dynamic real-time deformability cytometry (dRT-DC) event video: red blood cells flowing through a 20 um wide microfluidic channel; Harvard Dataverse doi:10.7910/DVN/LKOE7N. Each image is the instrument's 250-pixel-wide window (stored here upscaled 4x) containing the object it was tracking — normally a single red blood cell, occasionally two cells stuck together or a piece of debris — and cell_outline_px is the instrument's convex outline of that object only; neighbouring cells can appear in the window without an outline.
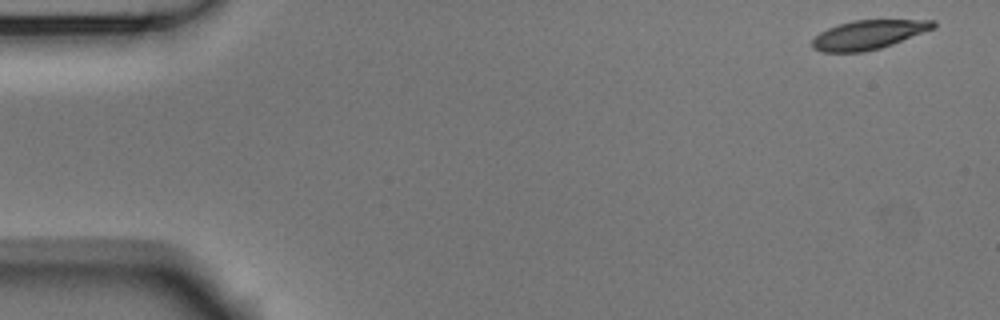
{"species": "Egyptian fruit bat (a non-hibernating species)", "species_latin": "Rousettus aegyptiacus", "temperature_condition": "room temperature", "stored_images_in_passage": 10, "camera_frame_rate_fps": 3000, "um_per_image_px": 0.085, "animal": {"sex": "male"}, "frame": {"image": 1, "passage_image": 1, "time_ms": 0.0, "image_size_px": [1000, 320], "cell_outline_px": [[936, 28], [892, 44], [880, 48], [864, 52], [820, 52], [812, 48], [812, 40], [820, 32], [828, 28], [852, 20], [936, 20]], "centroid_in_image_um": [73.82, 2.95], "position_along_channel_um": 11.2, "area_um2": 20.52}}